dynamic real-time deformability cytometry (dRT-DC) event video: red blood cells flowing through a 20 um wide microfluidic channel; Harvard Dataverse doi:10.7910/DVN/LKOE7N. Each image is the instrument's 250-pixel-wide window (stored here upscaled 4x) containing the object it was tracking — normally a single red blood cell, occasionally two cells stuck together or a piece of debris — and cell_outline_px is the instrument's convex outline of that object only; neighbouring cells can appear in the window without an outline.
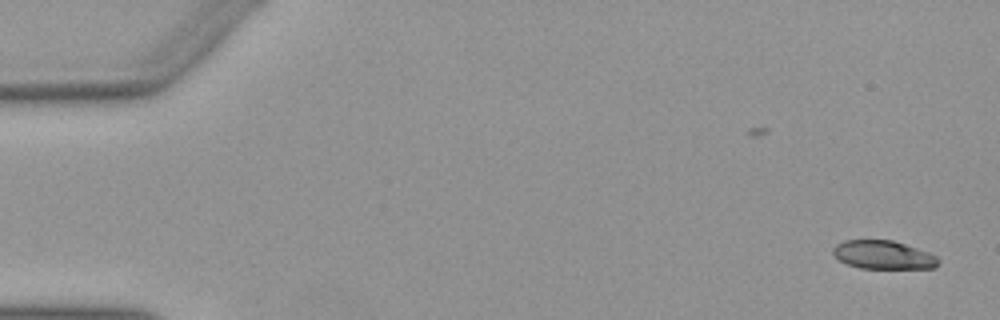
{"species": "Egyptian fruit bat (a non-hibernating species)", "species_latin": "Rousettus aegyptiacus", "temperature_condition": "warm", "stored_images_in_passage": 51, "camera_frame_rate_fps": 3000, "um_per_image_px": 0.085, "animal": {"sex": "female"}, "frame": {"image": 1, "passage_image": 1, "time_ms": 0.0, "image_size_px": [1000, 320], "cell_outline_px": [[940, 260], [936, 268], [860, 268], [848, 264], [840, 260], [832, 252], [832, 248], [836, 244], [844, 240], [892, 240], [928, 252], [936, 256]], "centroid_in_image_um": [75.08, 21.66], "position_along_channel_um": 9.9, "area_um2": 17.34}}
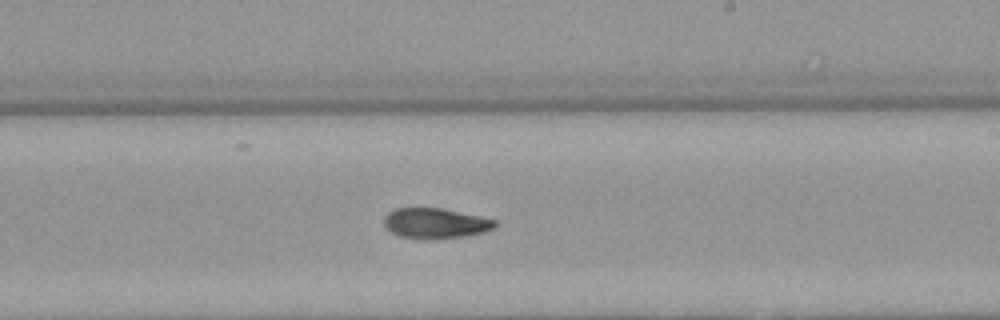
{"frame": {"image": 2, "passage_image": 30, "time_ms": 9.667, "image_size_px": [1000, 320], "cell_outline_px": [[496, 228], [484, 232], [464, 236], [432, 240], [424, 240], [400, 236], [392, 232], [384, 224], [384, 216], [392, 208], [440, 208], [496, 220]], "centroid_in_image_um": [36.99, 18.99], "position_along_channel_um": 252.0, "area_um2": 19.65}}
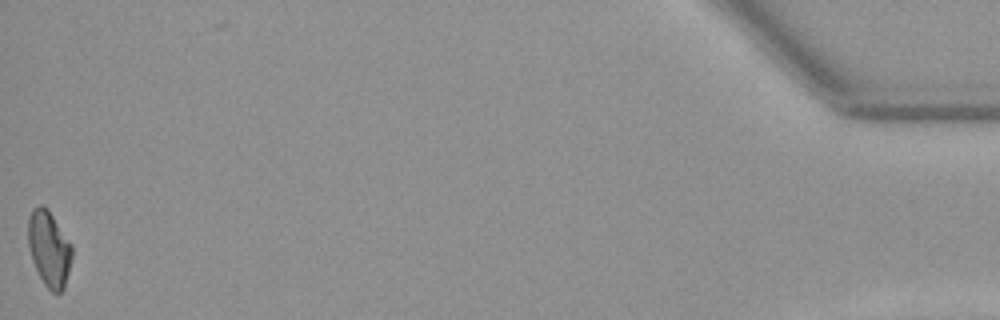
{"frame": {"image": 3, "passage_image": 51, "time_ms": 16.667, "image_size_px": [1000, 320], "cell_outline_px": [[72, 256], [64, 288], [60, 292], [52, 292], [44, 284], [32, 260], [28, 244], [28, 220], [32, 212], [40, 204], [44, 204], [48, 208], [72, 244]], "centroid_in_image_um": [4.18, 21.12], "position_along_channel_um": 431.0, "area_um2": 19.19}, "authors_computed_cell_mechanics": {"area_um2": 19.5942, "velocity_mm_per_s": 3.9562, "shape_relaxation_time_tau1_ms": 4.7669, "shape_relaxation_time_tau2_ms": 7.649, "deformation_change_tau1": 0.1744, "deformation_change_tau2": 0.1586}}